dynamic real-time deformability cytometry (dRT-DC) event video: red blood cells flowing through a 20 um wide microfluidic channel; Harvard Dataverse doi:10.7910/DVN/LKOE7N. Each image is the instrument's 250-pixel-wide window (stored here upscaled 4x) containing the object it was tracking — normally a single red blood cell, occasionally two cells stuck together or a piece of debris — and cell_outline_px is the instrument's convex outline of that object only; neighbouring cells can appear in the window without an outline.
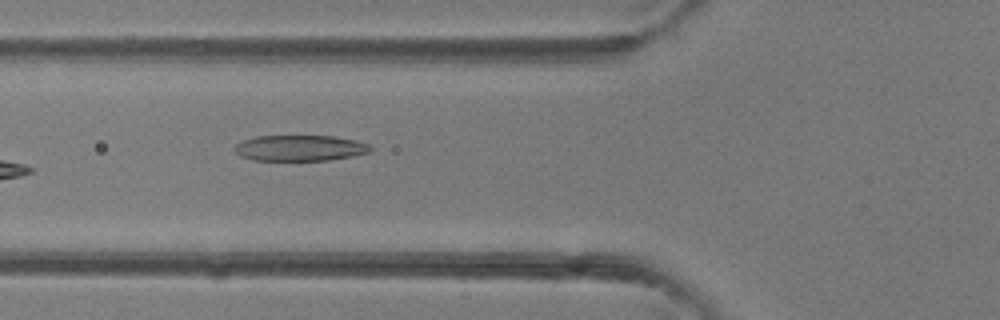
{"species": "common noctule bat (a hibernating species)", "species_latin": "Nyctalus noctula", "temperature_condition": "room temperature", "stored_images_in_passage": 6, "camera_frame_rate_fps": 3000, "um_per_image_px": 0.085, "animal": {"sex": "female"}, "frame": {"image": 1, "passage_image": 4, "time_ms": 4.333, "image_size_px": [1000, 320], "cell_outline_px": [[372, 152], [352, 156], [328, 160], [252, 160], [240, 156], [232, 148], [236, 144], [244, 140], [256, 136], [332, 136], [356, 140], [368, 144], [372, 148]], "centroid_in_image_um": [25.49, 12.58], "position_along_channel_um": 100.3, "area_um2": 20.46}}
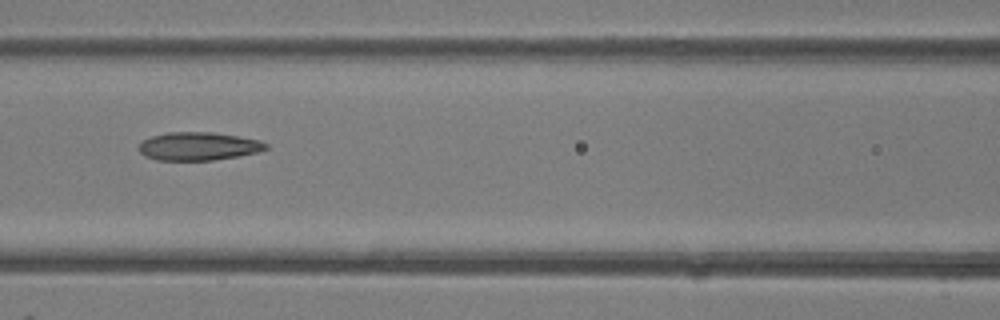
{"frame": {"image": 2, "passage_image": 5, "time_ms": 5.333, "image_size_px": [1000, 320], "cell_outline_px": [[268, 148], [256, 152], [236, 156], [212, 160], [156, 160], [144, 156], [140, 152], [140, 144], [144, 140], [152, 136], [168, 132], [212, 132], [260, 140], [268, 144]], "centroid_in_image_um": [16.85, 12.43], "position_along_channel_um": 149.7, "area_um2": 20.63}}
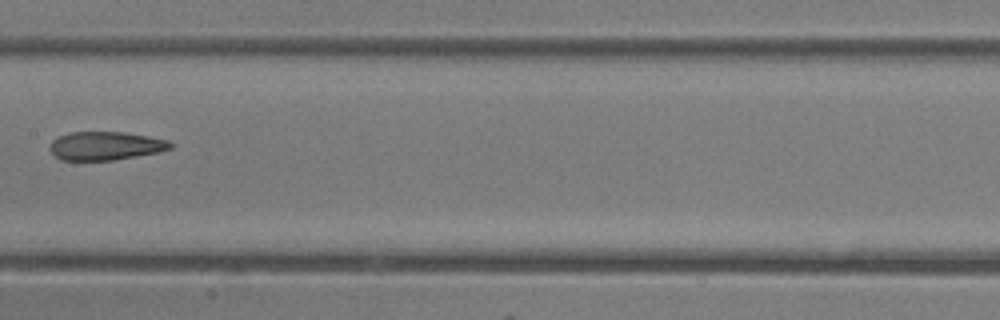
{"frame": {"image": 3, "passage_image": 6, "time_ms": 6.333, "image_size_px": [1000, 320], "cell_outline_px": [[172, 148], [160, 152], [112, 160], [60, 160], [48, 148], [52, 140], [56, 136], [72, 132], [128, 132], [168, 140], [172, 144]], "centroid_in_image_um": [8.96, 12.39], "position_along_channel_um": 198.4, "area_um2": 20.11}}